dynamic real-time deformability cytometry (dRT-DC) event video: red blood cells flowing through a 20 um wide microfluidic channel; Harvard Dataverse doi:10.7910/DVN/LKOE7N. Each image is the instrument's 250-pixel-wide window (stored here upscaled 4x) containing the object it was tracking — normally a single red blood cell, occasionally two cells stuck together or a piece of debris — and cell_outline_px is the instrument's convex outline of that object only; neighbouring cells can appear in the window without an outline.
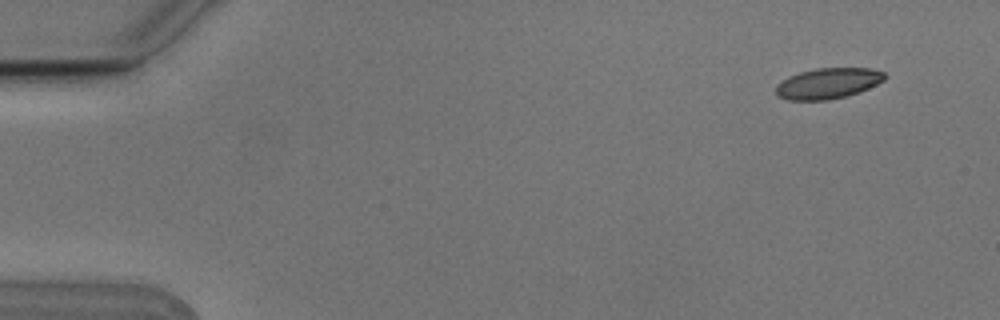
{"species": "Egyptian fruit bat (a non-hibernating species)", "species_latin": "Rousettus aegyptiacus", "temperature_condition": "cold", "stored_images_in_passage": 6, "segment_of_instrument_passage": [2, 2], "camera_frame_rate_fps": 3000, "um_per_image_px": 0.085, "animal": {"sex": "male"}, "frame": {"image": 1, "passage_image": 6, "time_ms": 1.667, "image_size_px": [1000, 320], "cell_outline_px": [[888, 76], [884, 80], [868, 88], [848, 96], [828, 100], [788, 100], [776, 96], [776, 88], [788, 76], [800, 72], [816, 68], [872, 68], [884, 72]], "centroid_in_image_um": [70.4, 7.08], "position_along_channel_um": 14.6, "area_um2": 19.48}}